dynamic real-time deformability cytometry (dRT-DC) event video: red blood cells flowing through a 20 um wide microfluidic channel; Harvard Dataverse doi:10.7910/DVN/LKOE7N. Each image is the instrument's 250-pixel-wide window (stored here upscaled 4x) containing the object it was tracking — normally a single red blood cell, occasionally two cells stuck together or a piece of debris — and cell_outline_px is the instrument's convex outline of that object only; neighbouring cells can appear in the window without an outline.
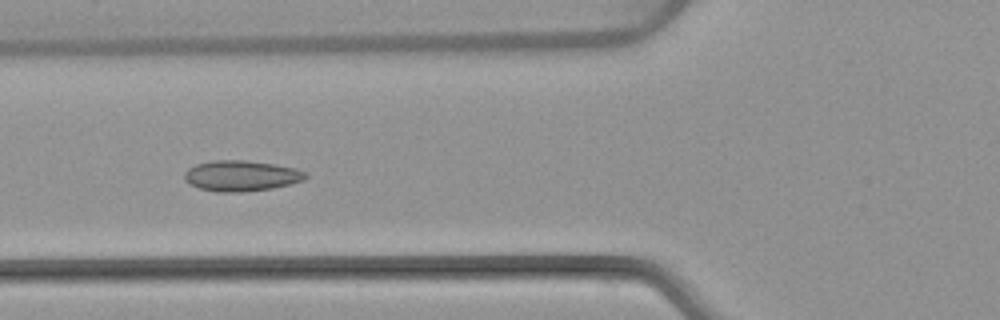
{"species": "common noctule bat (a hibernating species)", "species_latin": "Nyctalus noctula", "temperature_condition": "warm", "stored_images_in_passage": 7, "camera_frame_rate_fps": 3000, "um_per_image_px": 0.085, "animal": {"sex": "female", "body_mass_g": 22.7, "forearm_length_mm": 54.2}, "frame": {"image": 1, "passage_image": 6, "time_ms": 6.0, "image_size_px": [1000, 320], "cell_outline_px": [[308, 176], [304, 180], [272, 188], [240, 192], [216, 192], [200, 188], [188, 184], [184, 180], [184, 172], [188, 168], [196, 164], [212, 160], [248, 160], [276, 164], [296, 168], [308, 172]], "centroid_in_image_um": [20.5, 14.93], "position_along_channel_um": 105.3, "area_um2": 21.91}}
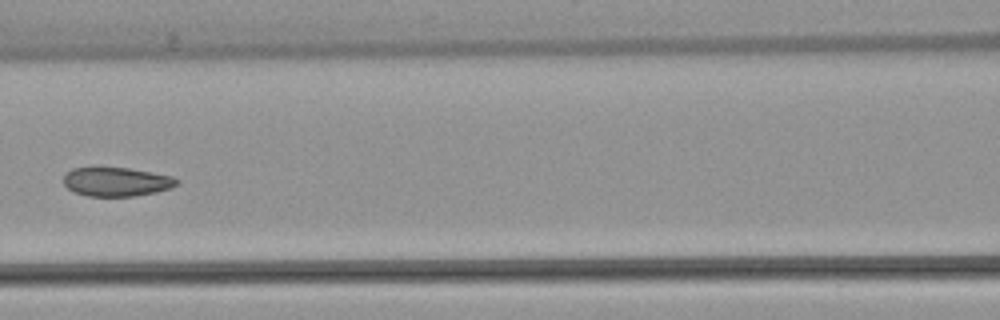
{"frame": {"image": 2, "passage_image": 7, "time_ms": 7.333, "image_size_px": [1000, 320], "cell_outline_px": [[180, 180], [172, 188], [156, 192], [132, 196], [88, 196], [72, 192], [64, 184], [64, 176], [72, 168], [128, 168], [172, 176]], "centroid_in_image_um": [9.9, 15.46], "position_along_channel_um": 156.7, "area_um2": 18.96}}